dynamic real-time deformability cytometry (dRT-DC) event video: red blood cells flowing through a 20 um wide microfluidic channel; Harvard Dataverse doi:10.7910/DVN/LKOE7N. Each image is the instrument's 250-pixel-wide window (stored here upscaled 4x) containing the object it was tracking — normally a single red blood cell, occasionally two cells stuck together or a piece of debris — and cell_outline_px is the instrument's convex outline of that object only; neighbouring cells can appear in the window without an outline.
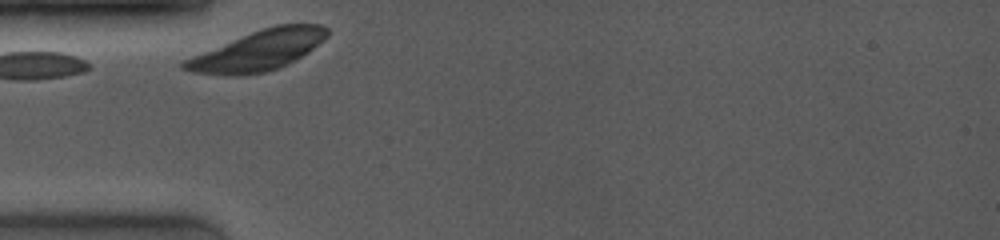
{"species": "common noctule bat (a hibernating species)", "species_latin": "Nyctalus noctula", "temperature_condition": "room temperature", "stored_images_in_passage": 2, "camera_frame_rate_fps": 4000, "um_per_image_px": 0.085, "animal": {"sex": "female", "body_mass_g": 19.0, "forearm_length_mm": 53.3}, "frame": {"image": 1, "passage_image": 1, "time_ms": 0.0, "image_size_px": [1000, 240], "cell_outline_px": [[328, 36], [324, 40], [308, 52], [288, 64], [280, 68], [264, 72], [240, 76], [232, 76], [192, 72], [180, 68], [180, 64], [184, 60], [192, 56], [252, 32], [276, 24], [320, 24], [328, 28]], "centroid_in_image_um": [21.96, 4.31], "position_along_channel_um": 63.0, "area_um2": 33.18}}